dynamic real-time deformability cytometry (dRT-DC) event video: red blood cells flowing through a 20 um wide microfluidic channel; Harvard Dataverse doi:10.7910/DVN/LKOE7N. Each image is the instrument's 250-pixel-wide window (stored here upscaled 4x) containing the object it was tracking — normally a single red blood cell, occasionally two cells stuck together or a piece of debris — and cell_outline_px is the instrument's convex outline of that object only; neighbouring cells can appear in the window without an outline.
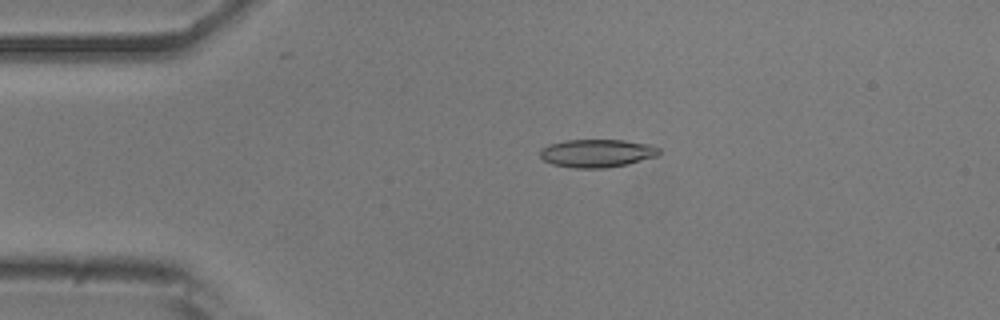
{"species": "common noctule bat (a hibernating species)", "species_latin": "Nyctalus noctula", "temperature_condition": "room temperature", "stored_images_in_passage": 53, "segment_of_instrument_passage": [1, 2], "camera_frame_rate_fps": 3000, "um_per_image_px": 0.085, "animal": {"sex": "male", "body_mass_g": 20.5, "forearm_length_mm": 52.5}, "frame": {"image": 1, "passage_image": 11, "time_ms": 3.333, "image_size_px": [1000, 320], "cell_outline_px": [[660, 152], [656, 156], [628, 164], [604, 168], [572, 168], [552, 164], [544, 160], [540, 156], [540, 148], [564, 140], [624, 140], [652, 144], [660, 148]], "centroid_in_image_um": [50.76, 13.02], "position_along_channel_um": 34.2, "area_um2": 19.54}}
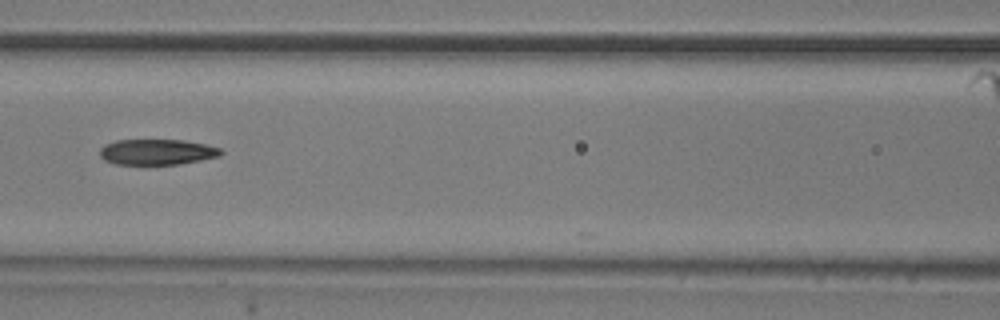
{"frame": {"image": 2, "passage_image": 23, "time_ms": 7.333, "image_size_px": [1000, 320], "cell_outline_px": [[224, 152], [220, 156], [180, 164], [116, 164], [104, 160], [100, 156], [100, 148], [104, 144], [116, 140], [184, 140], [204, 144], [220, 148]], "centroid_in_image_um": [13.34, 12.91], "position_along_channel_um": 153.3, "area_um2": 18.09}}
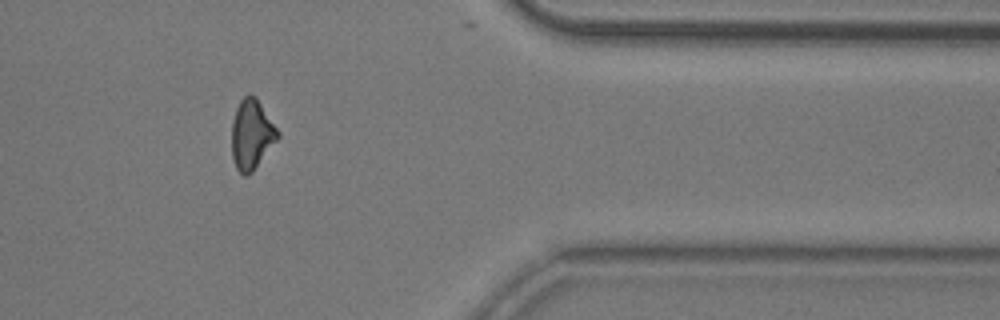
{"frame": {"image": 3, "passage_image": 43, "time_ms": 14.0, "image_size_px": [1000, 320], "cell_outline_px": [[280, 136], [252, 172], [248, 176], [244, 176], [236, 168], [232, 156], [232, 120], [236, 108], [240, 100], [248, 92], [256, 96], [280, 132]], "centroid_in_image_um": [21.39, 11.4], "position_along_channel_um": 390.0, "area_um2": 18.84}}